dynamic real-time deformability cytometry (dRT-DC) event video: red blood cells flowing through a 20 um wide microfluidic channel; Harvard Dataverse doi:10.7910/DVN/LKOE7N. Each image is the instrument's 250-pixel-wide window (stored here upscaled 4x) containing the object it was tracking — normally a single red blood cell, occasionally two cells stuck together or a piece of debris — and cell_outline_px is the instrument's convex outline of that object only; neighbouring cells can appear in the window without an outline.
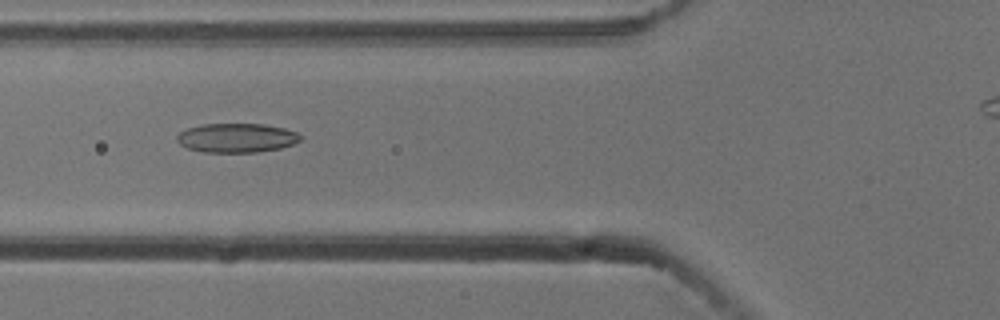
{"species": "common noctule bat (a hibernating species)", "species_latin": "Nyctalus noctula", "temperature_condition": "cold", "stored_images_in_passage": 48, "camera_frame_rate_fps": 3000, "um_per_image_px": 0.085, "animal": {"sex": "male", "body_mass_g": 13.3}, "frame": {"image": 1, "passage_image": 20, "time_ms": 6.333, "image_size_px": [1000, 320], "cell_outline_px": [[304, 136], [300, 140], [292, 144], [280, 148], [256, 152], [204, 152], [188, 148], [180, 144], [176, 140], [176, 136], [180, 132], [188, 128], [204, 124], [264, 124], [284, 128], [296, 132]], "centroid_in_image_um": [20.12, 11.72], "position_along_channel_um": 105.7, "area_um2": 20.92}}
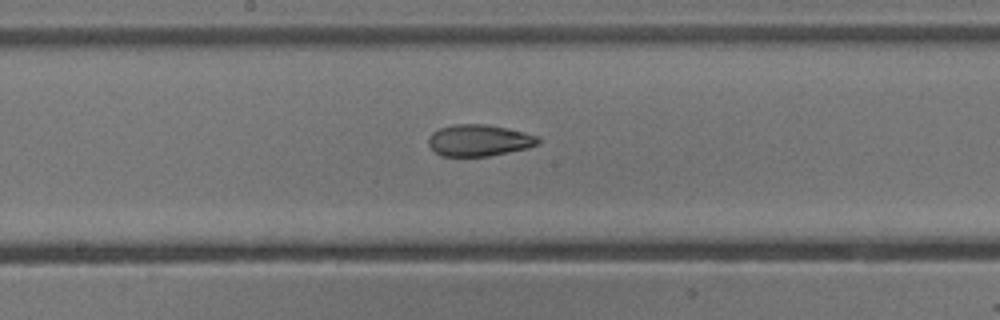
{"frame": {"image": 2, "passage_image": 28, "time_ms": 9.0, "image_size_px": [1000, 320], "cell_outline_px": [[540, 144], [528, 148], [488, 156], [440, 156], [428, 144], [428, 136], [432, 132], [440, 128], [456, 124], [484, 124], [524, 132], [536, 136], [540, 140]], "centroid_in_image_um": [40.7, 11.94], "position_along_channel_um": 207.5, "area_um2": 20.06}}
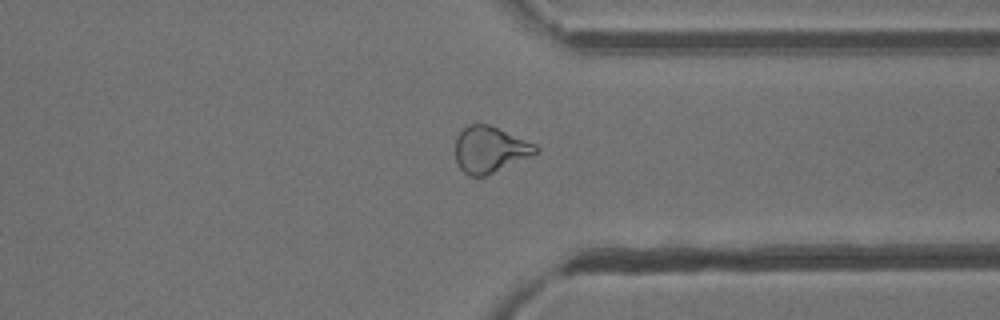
{"frame": {"image": 3, "passage_image": 41, "time_ms": 13.333, "image_size_px": [1000, 320], "cell_outline_px": [[540, 152], [484, 176], [468, 176], [456, 164], [456, 136], [468, 124], [488, 124], [536, 144], [540, 148]], "centroid_in_image_um": [41.64, 12.71], "position_along_channel_um": 369.8, "area_um2": 21.56}}